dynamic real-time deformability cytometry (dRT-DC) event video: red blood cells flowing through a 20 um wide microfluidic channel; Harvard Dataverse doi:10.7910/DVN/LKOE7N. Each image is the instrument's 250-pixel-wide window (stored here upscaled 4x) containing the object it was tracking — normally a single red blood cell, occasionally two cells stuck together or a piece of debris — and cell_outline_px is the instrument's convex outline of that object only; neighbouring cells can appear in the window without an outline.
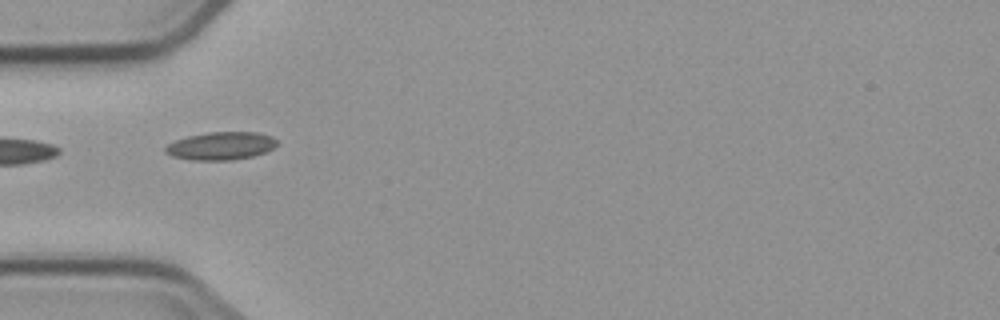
{"species": "common noctule bat (a hibernating species)", "species_latin": "Nyctalus noctula", "temperature_condition": "cold", "stored_images_in_passage": 9, "camera_frame_rate_fps": 3000, "um_per_image_px": 0.085, "animal": {"sex": "male", "body_mass_g": 23.1, "forearm_length_mm": 52.7}, "frame": {"image": 1, "passage_image": 4, "time_ms": 4.667, "image_size_px": [1000, 320], "cell_outline_px": [[276, 144], [272, 148], [264, 152], [252, 156], [232, 160], [188, 160], [172, 156], [164, 152], [164, 148], [168, 144], [176, 140], [188, 136], [208, 132], [256, 132], [272, 136], [276, 140]], "centroid_in_image_um": [18.74, 12.4], "position_along_channel_um": 66.3, "area_um2": 18.09}}
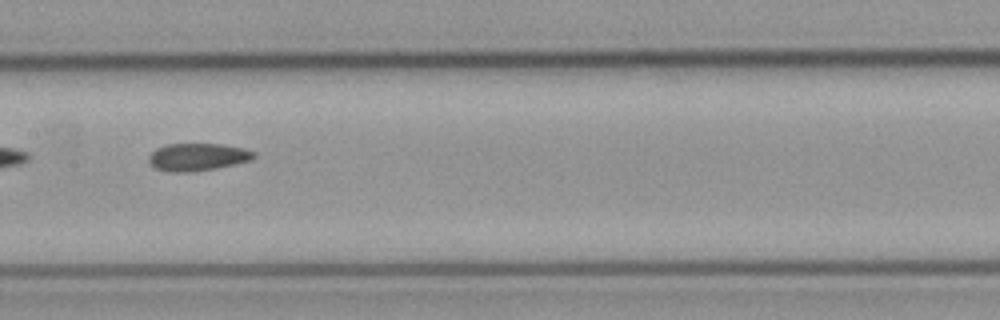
{"frame": {"image": 2, "passage_image": 7, "time_ms": 8.0, "image_size_px": [1000, 320], "cell_outline_px": [[256, 156], [252, 160], [216, 168], [192, 172], [168, 172], [156, 168], [148, 164], [148, 156], [156, 148], [168, 144], [220, 144], [244, 148], [256, 152]], "centroid_in_image_um": [16.78, 13.35], "position_along_channel_um": 190.6, "area_um2": 16.99}}
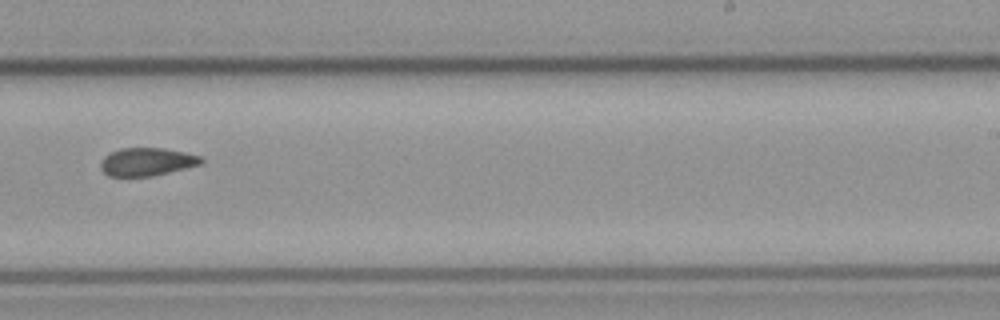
{"frame": {"image": 3, "passage_image": 9, "time_ms": 10.333, "image_size_px": [1000, 320], "cell_outline_px": [[204, 164], [152, 176], [108, 176], [100, 168], [100, 160], [104, 156], [120, 148], [164, 148], [184, 152], [200, 156], [204, 160]], "centroid_in_image_um": [12.49, 13.75], "position_along_channel_um": 276.5, "area_um2": 16.53}}